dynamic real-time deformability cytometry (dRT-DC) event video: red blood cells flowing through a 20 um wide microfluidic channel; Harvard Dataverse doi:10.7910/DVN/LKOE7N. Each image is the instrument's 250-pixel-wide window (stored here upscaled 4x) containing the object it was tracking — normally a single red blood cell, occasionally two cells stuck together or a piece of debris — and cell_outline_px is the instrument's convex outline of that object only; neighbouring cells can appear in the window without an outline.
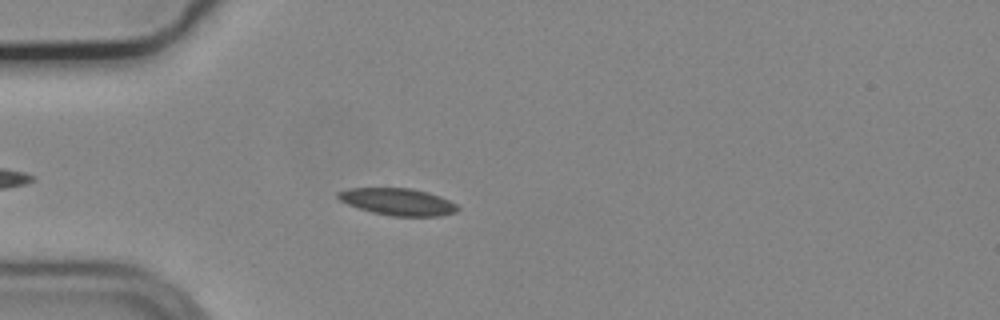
{"species": "common noctule bat (a hibernating species)", "species_latin": "Nyctalus noctula", "temperature_condition": "cold", "stored_images_in_passage": 36, "camera_frame_rate_fps": 3000, "um_per_image_px": 0.085, "animal": {"sex": "male", "body_mass_g": 19.2, "forearm_length_mm": 51.8}, "frame": {"image": 1, "passage_image": 6, "time_ms": 1.667, "image_size_px": [1000, 320], "cell_outline_px": [[460, 208], [456, 212], [440, 216], [392, 216], [372, 212], [348, 204], [340, 200], [336, 196], [336, 192], [348, 188], [412, 188], [428, 192], [440, 196], [456, 204]], "centroid_in_image_um": [33.82, 17.14], "position_along_channel_um": 51.2, "area_um2": 18.84}}
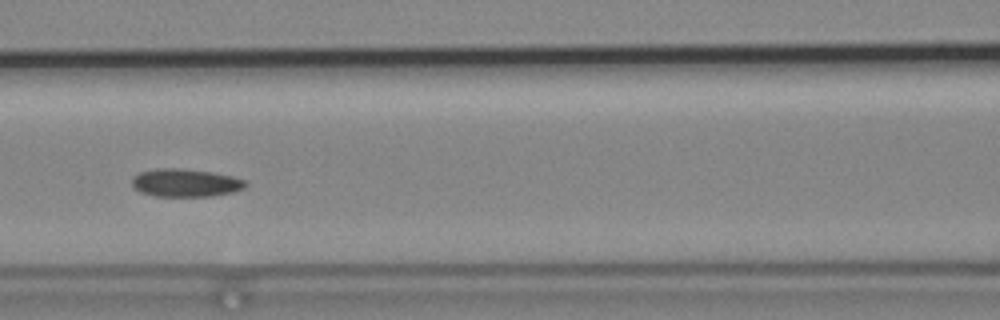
{"frame": {"image": 2, "passage_image": 15, "time_ms": 4.667, "image_size_px": [1000, 320], "cell_outline_px": [[248, 184], [244, 188], [232, 192], [212, 196], [156, 196], [140, 192], [132, 184], [132, 176], [140, 172], [156, 168], [180, 168], [212, 172], [232, 176], [244, 180]], "centroid_in_image_um": [15.76, 15.53], "position_along_channel_um": 150.8, "area_um2": 18.5}}
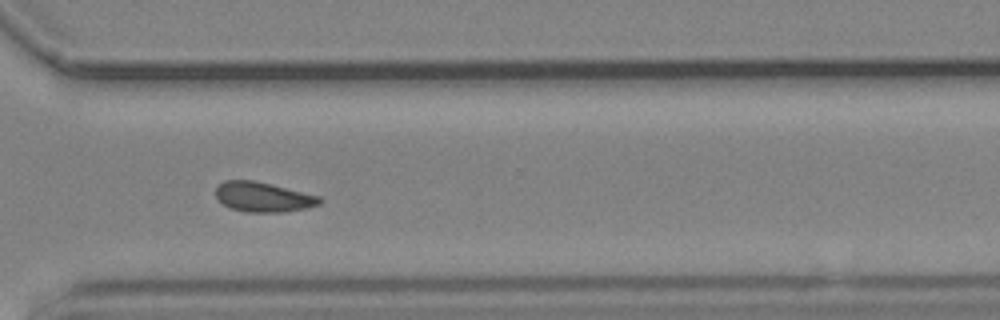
{"frame": {"image": 3, "passage_image": 31, "time_ms": 10.0, "image_size_px": [1000, 320], "cell_outline_px": [[324, 200], [320, 204], [308, 208], [284, 212], [244, 212], [232, 208], [224, 204], [216, 196], [216, 188], [224, 180], [252, 180], [320, 196]], "centroid_in_image_um": [22.4, 16.75], "position_along_channel_um": 348.2, "area_um2": 17.92}, "authors_computed_cell_mechanics": {"area_um2": 18.1781, "velocity_mm_per_s": 3.7132, "shape_relaxation_time_tau1_ms": null, "shape_relaxation_time_tau2_ms": 9.0122, "deformation_change_tau1": null, "deformation_change_tau2": 0.1518}}